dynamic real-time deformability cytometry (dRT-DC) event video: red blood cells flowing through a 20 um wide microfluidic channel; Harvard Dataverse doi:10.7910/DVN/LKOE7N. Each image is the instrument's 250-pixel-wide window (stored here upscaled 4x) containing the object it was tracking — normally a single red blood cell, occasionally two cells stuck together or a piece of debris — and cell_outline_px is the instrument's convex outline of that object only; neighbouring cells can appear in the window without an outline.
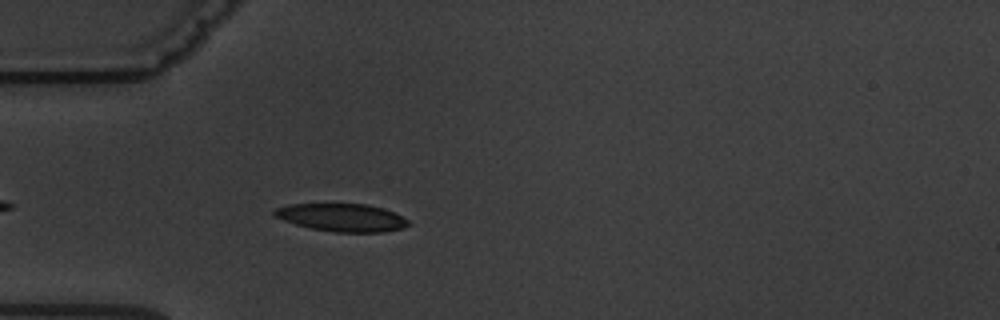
{"species": "common noctule bat (a hibernating species)", "species_latin": "Nyctalus noctula", "temperature_condition": "warm", "stored_images_in_passage": 1, "camera_frame_rate_fps": 3000, "um_per_image_px": 0.085, "animal": {"sex": "male", "body_mass_g": 19.5, "forearm_length_mm": 54.6}, "frame": {"image": 1, "passage_image": 1, "time_ms": 0.0, "image_size_px": [1000, 320], "cell_outline_px": [[412, 224], [400, 228], [384, 232], [336, 232], [312, 228], [296, 224], [272, 216], [272, 212], [276, 208], [288, 204], [368, 204], [384, 208], [396, 212], [408, 220]], "centroid_in_image_um": [29.08, 18.48], "position_along_channel_um": 55.9, "area_um2": 21.79}}